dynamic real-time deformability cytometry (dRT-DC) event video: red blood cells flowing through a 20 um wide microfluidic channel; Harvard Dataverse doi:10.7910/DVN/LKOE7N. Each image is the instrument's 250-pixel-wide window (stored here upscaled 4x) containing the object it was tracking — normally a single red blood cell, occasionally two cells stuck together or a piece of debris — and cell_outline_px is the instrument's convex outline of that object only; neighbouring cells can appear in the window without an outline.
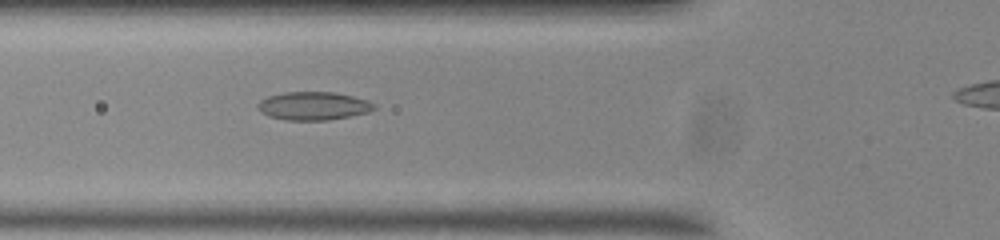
{"species": "common noctule bat (a hibernating species)", "species_latin": "Nyctalus noctula", "temperature_condition": "room temperature", "stored_images_in_passage": 31, "camera_frame_rate_fps": 3000, "um_per_image_px": 0.085, "animal": {"sex": "male", "body_mass_g": 20.0, "forearm_length_mm": 53.3}, "frame": {"image": 1, "passage_image": 3, "time_ms": 0.667, "image_size_px": [1000, 240], "cell_outline_px": [[376, 108], [368, 112], [328, 120], [284, 120], [268, 116], [260, 112], [256, 104], [260, 100], [268, 96], [284, 92], [332, 92], [352, 96], [368, 100], [376, 104]], "centroid_in_image_um": [26.61, 9.0], "position_along_channel_um": 99.2, "area_um2": 19.19}}
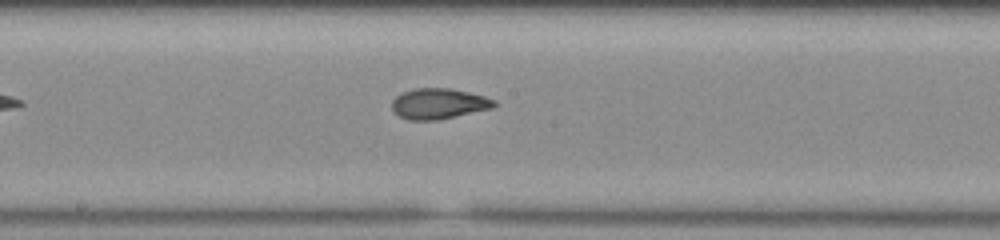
{"frame": {"image": 2, "passage_image": 12, "time_ms": 3.667, "image_size_px": [1000, 240], "cell_outline_px": [[500, 104], [492, 108], [436, 120], [408, 120], [400, 116], [392, 108], [392, 100], [396, 96], [404, 92], [416, 88], [452, 88], [484, 96], [496, 100]], "centroid_in_image_um": [37.32, 8.8], "position_along_channel_um": 210.9, "area_um2": 18.15}}
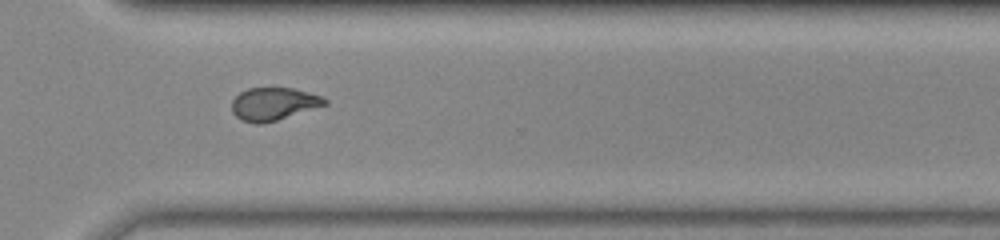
{"frame": {"image": 3, "passage_image": 23, "time_ms": 7.333, "image_size_px": [1000, 240], "cell_outline_px": [[328, 104], [276, 120], [260, 124], [256, 124], [240, 120], [232, 112], [232, 100], [240, 92], [248, 88], [292, 88], [308, 92], [320, 96], [328, 100]], "centroid_in_image_um": [23.23, 8.83], "position_along_channel_um": 347.4, "area_um2": 17.63}}